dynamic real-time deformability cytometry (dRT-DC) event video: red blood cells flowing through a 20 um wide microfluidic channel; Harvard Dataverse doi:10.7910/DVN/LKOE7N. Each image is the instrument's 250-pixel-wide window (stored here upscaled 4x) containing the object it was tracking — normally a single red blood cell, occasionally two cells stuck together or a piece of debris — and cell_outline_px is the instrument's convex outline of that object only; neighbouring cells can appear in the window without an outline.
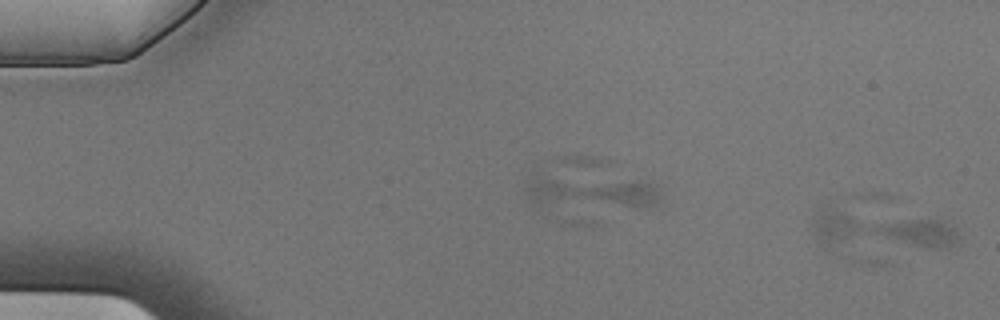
{"species": "Egyptian fruit bat (a non-hibernating species)", "species_latin": "Rousettus aegyptiacus", "temperature_condition": "cold", "stored_images_in_passage": 4, "camera_frame_rate_fps": 3000, "um_per_image_px": 0.085, "animal": {"sex": "male"}, "frame": {"image": 1, "passage_image": 1, "time_ms": 0.0, "image_size_px": [1000, 320], "cell_outline_px": [[960, 240], [956, 244], [948, 248], [924, 248], [884, 236], [876, 232], [872, 228], [880, 224], [908, 220], [940, 220], [956, 228], [960, 236]], "centroid_in_image_um": [78.3, 19.81], "position_along_channel_um": 6.7, "area_um2": 12.89}}